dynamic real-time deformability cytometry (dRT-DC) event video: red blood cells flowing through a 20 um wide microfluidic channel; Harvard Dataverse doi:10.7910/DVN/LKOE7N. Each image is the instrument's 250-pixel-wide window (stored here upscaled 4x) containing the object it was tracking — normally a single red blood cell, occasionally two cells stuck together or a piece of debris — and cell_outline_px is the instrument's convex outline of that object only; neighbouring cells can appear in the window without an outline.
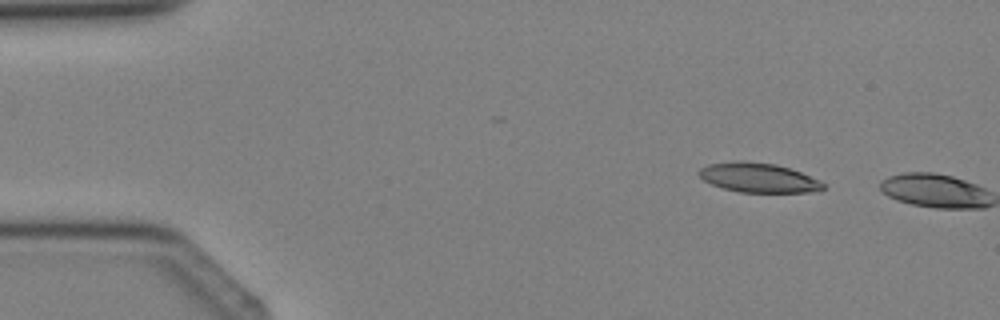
{"species": "Egyptian fruit bat (a non-hibernating species)", "species_latin": "Rousettus aegyptiacus", "temperature_condition": "cold", "stored_images_in_passage": 2, "camera_frame_rate_fps": 3000, "um_per_image_px": 0.085, "animal": {"sex": "female"}, "frame": {"image": 1, "passage_image": 1, "time_ms": 0.0, "image_size_px": [1000, 320], "cell_outline_px": [[824, 188], [812, 192], [740, 192], [724, 188], [712, 184], [704, 180], [700, 176], [700, 168], [708, 164], [736, 160], [740, 160], [776, 164], [800, 172], [820, 180], [824, 184]], "centroid_in_image_um": [64.46, 15.09], "position_along_channel_um": 20.5, "area_um2": 21.15}}